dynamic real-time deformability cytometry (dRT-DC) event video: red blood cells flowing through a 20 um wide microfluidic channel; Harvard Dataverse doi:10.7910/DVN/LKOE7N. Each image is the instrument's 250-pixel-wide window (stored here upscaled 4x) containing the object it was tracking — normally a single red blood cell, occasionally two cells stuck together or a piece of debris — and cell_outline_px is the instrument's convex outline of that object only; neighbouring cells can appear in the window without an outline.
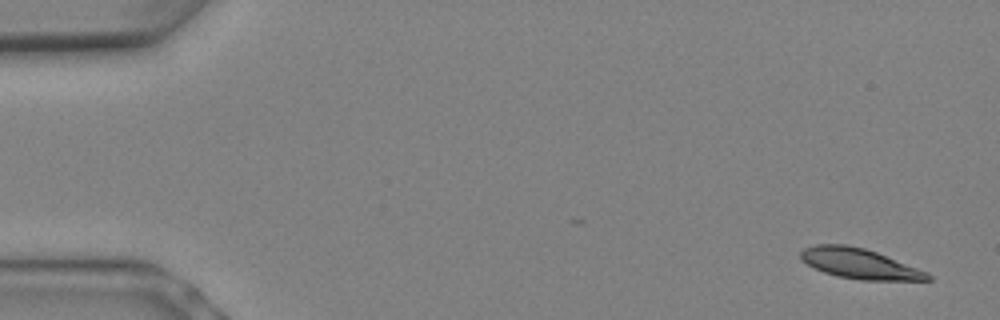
{"species": "Egyptian fruit bat (a non-hibernating species)", "species_latin": "Rousettus aegyptiacus", "temperature_condition": "warm", "stored_images_in_passage": 9, "camera_frame_rate_fps": 3000, "um_per_image_px": 0.085, "animal": {"sex": "female"}, "frame": {"image": 1, "passage_image": 1, "time_ms": 0.0, "image_size_px": [1000, 320], "cell_outline_px": [[932, 280], [860, 280], [836, 276], [824, 272], [800, 260], [800, 252], [804, 248], [816, 244], [844, 244], [864, 248], [876, 252], [928, 272], [932, 276]], "centroid_in_image_um": [73.04, 22.41], "position_along_channel_um": 12.0, "area_um2": 22.25}}
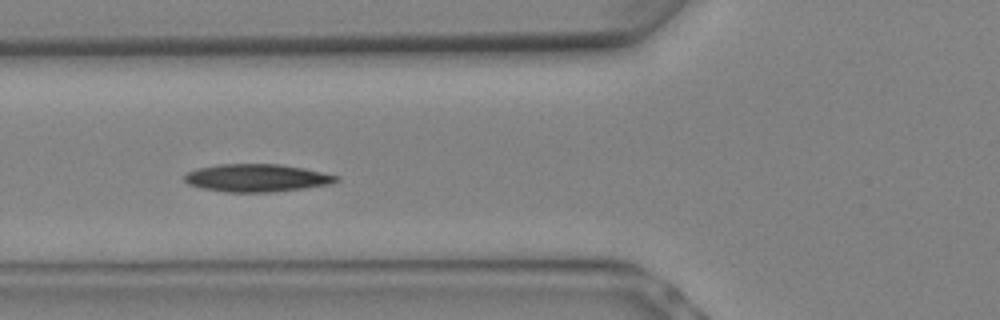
{"frame": {"image": 2, "passage_image": 8, "time_ms": 2.333, "image_size_px": [1000, 320], "cell_outline_px": [[340, 180], [332, 184], [304, 188], [272, 192], [224, 192], [204, 188], [188, 184], [184, 180], [184, 176], [188, 172], [196, 168], [216, 164], [280, 164], [304, 168], [340, 176]], "centroid_in_image_um": [21.85, 15.12], "position_along_channel_um": 104.0, "area_um2": 24.68}}